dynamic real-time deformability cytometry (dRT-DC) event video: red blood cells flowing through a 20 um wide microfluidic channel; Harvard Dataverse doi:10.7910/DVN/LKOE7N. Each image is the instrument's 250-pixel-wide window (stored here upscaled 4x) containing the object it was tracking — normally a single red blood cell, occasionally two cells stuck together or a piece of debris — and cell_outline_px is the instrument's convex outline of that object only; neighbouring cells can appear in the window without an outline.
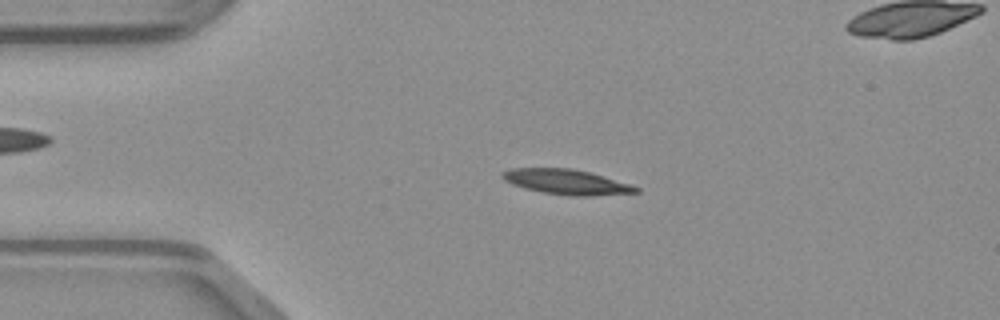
{"species": "common noctule bat (a hibernating species)", "species_latin": "Nyctalus noctula", "temperature_condition": "warm", "stored_images_in_passage": 49, "camera_frame_rate_fps": 3000, "um_per_image_px": 0.085, "animal": {"sex": "male", "body_mass_g": 23.1, "forearm_length_mm": 52.7}, "frame": {"image": 1, "passage_image": 10, "time_ms": 3.0, "image_size_px": [1000, 320], "cell_outline_px": [[640, 192], [592, 196], [568, 196], [544, 192], [524, 188], [512, 184], [504, 180], [500, 176], [500, 172], [508, 168], [572, 168], [588, 172], [628, 184], [640, 188]], "centroid_in_image_um": [48.08, 15.46], "position_along_channel_um": 36.9, "area_um2": 19.42}}
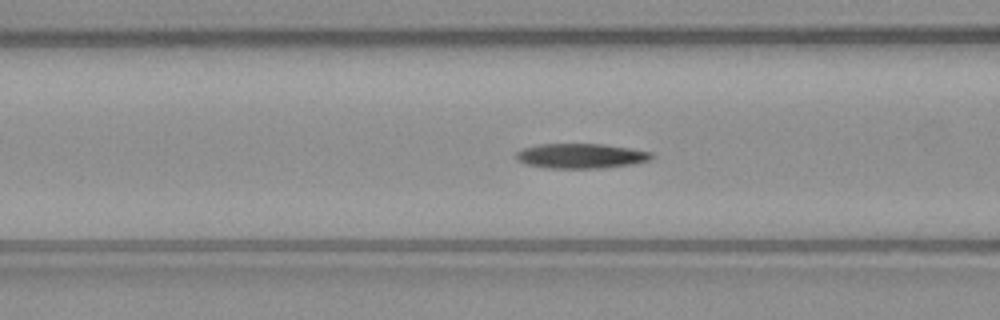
{"frame": {"image": 2, "passage_image": 18, "time_ms": 5.667, "image_size_px": [1000, 320], "cell_outline_px": [[656, 156], [652, 160], [632, 164], [600, 168], [544, 168], [524, 164], [516, 160], [516, 152], [524, 148], [540, 144], [604, 144], [632, 148], [652, 152]], "centroid_in_image_um": [49.41, 13.25], "position_along_channel_um": 117.2, "area_um2": 19.88}}
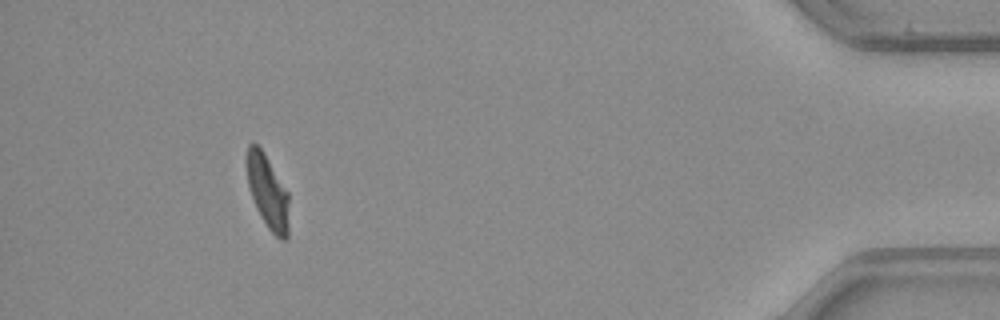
{"frame": {"image": 3, "passage_image": 44, "time_ms": 14.333, "image_size_px": [1000, 320], "cell_outline_px": [[288, 236], [284, 240], [280, 240], [268, 228], [260, 216], [252, 196], [248, 184], [244, 164], [248, 144], [252, 140], [260, 148], [288, 192]], "centroid_in_image_um": [22.71, 16.27], "position_along_channel_um": 412.5, "area_um2": 18.09}}